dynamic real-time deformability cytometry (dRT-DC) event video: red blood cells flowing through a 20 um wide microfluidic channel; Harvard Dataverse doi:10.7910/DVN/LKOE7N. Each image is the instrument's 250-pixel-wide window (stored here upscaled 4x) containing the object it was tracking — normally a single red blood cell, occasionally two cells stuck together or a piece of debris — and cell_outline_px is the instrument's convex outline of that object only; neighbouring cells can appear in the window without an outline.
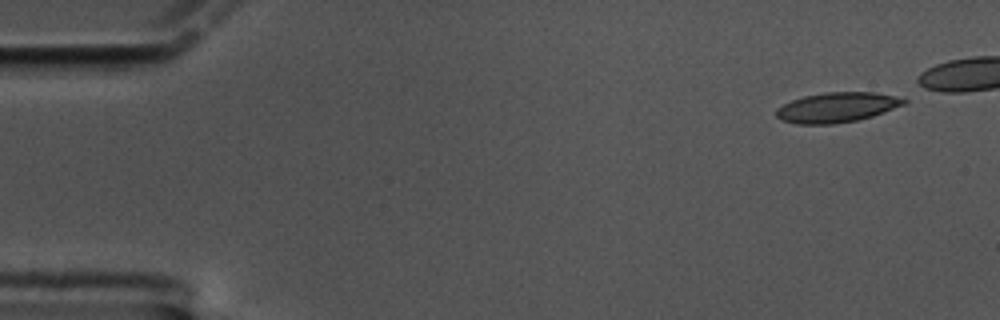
{"species": "common noctule bat (a hibernating species)", "species_latin": "Nyctalus noctula", "temperature_condition": "cold", "stored_images_in_passage": 12, "camera_frame_rate_fps": 3000, "um_per_image_px": 0.085, "animal": {"sex": "male", "body_mass_g": 17.5, "forearm_length_mm": 52.3}, "frame": {"image": 1, "passage_image": 1, "time_ms": 0.0, "image_size_px": [1000, 320], "cell_outline_px": [[908, 100], [904, 104], [884, 112], [872, 116], [856, 120], [836, 124], [796, 124], [780, 120], [776, 116], [776, 108], [792, 100], [804, 96], [824, 92], [872, 92], [896, 96]], "centroid_in_image_um": [71.11, 9.13], "position_along_channel_um": 13.9, "area_um2": 22.25}}